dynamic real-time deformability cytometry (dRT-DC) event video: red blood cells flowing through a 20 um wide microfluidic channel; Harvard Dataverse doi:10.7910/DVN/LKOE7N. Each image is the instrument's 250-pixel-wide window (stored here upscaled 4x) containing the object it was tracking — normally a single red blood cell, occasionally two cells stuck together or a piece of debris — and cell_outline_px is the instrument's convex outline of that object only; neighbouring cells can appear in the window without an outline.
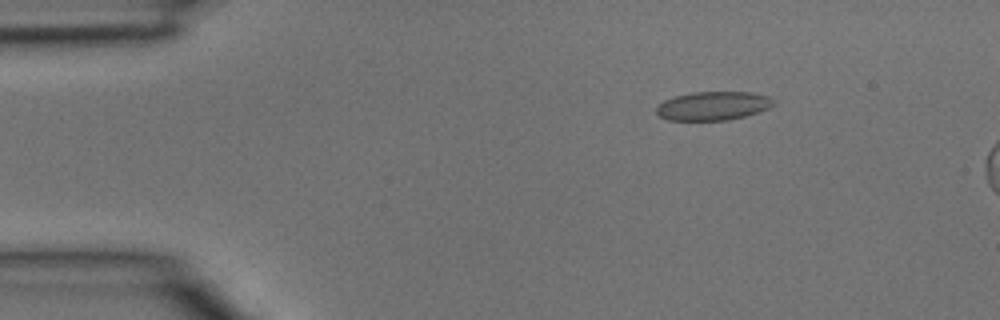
{"species": "common noctule bat (a hibernating species)", "species_latin": "Nyctalus noctula", "temperature_condition": "room temperature", "stored_images_in_passage": 2, "segment_of_instrument_passage": [1, 2], "camera_frame_rate_fps": 3000, "um_per_image_px": 0.085, "animal": {"sex": "male", "body_mass_g": 15.6}, "frame": {"image": 1, "passage_image": 1, "time_ms": 0.0, "image_size_px": [1000, 320], "cell_outline_px": [[772, 104], [768, 108], [744, 116], [728, 120], [668, 120], [660, 116], [656, 112], [656, 108], [664, 100], [676, 96], [692, 92], [752, 92], [768, 96], [772, 100]], "centroid_in_image_um": [60.57, 8.99], "position_along_channel_um": 24.4, "area_um2": 19.31}}